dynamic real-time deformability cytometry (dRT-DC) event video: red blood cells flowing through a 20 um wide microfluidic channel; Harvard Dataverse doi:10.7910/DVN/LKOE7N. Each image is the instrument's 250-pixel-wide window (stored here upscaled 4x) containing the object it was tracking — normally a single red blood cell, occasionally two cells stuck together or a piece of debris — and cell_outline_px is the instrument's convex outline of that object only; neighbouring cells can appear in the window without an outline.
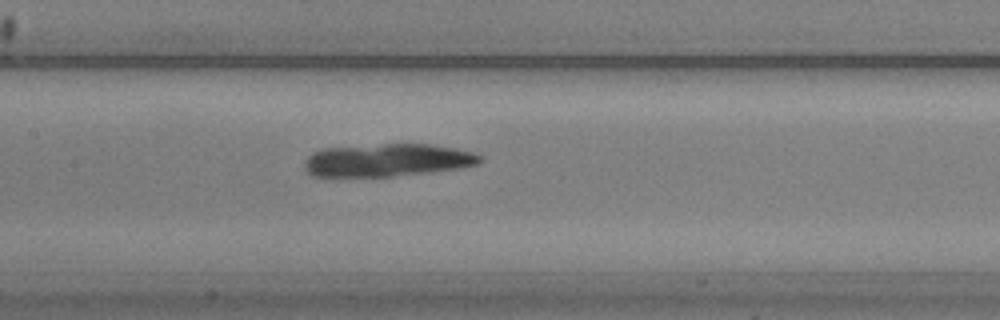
{"species": "common noctule bat (a hibernating species)", "species_latin": "Nyctalus noctula", "temperature_condition": "warm", "stored_images_in_passage": 40, "camera_frame_rate_fps": 3000, "um_per_image_px": 0.085, "animal": {"sex": "male", "body_mass_g": 20.5, "forearm_length_mm": 52.5}, "frame": {"image": 1, "passage_image": 17, "time_ms": 5.333, "image_size_px": [1000, 320], "cell_outline_px": [[484, 160], [480, 164], [460, 168], [432, 172], [392, 176], [312, 176], [304, 168], [304, 160], [312, 152], [324, 148], [384, 144], [428, 144], [476, 152]], "centroid_in_image_um": [32.95, 13.61], "position_along_channel_um": 174.5, "area_um2": 33.58}}
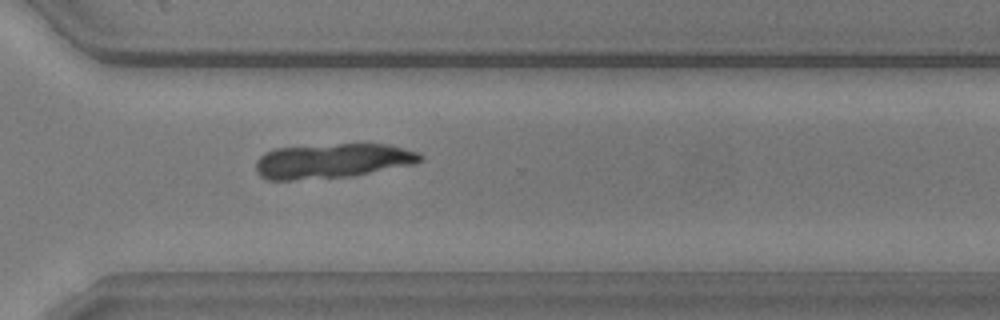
{"frame": {"image": 2, "passage_image": 31, "time_ms": 10.0, "image_size_px": [1000, 320], "cell_outline_px": [[424, 156], [416, 164], [352, 176], [292, 180], [268, 180], [260, 176], [256, 172], [256, 164], [260, 156], [264, 152], [276, 148], [336, 144], [388, 144], [420, 152]], "centroid_in_image_um": [28.27, 13.68], "position_along_channel_um": 342.3, "area_um2": 33.41}}
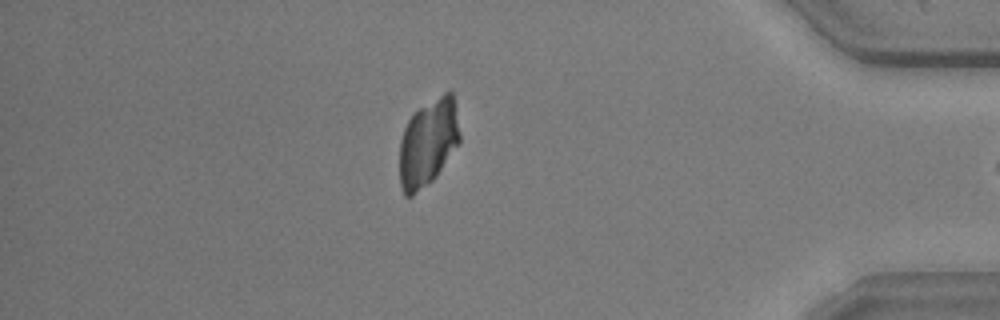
{"frame": {"image": 3, "passage_image": 39, "time_ms": 12.667, "image_size_px": [1000, 320], "cell_outline_px": [[460, 144], [436, 176], [432, 180], [412, 196], [404, 196], [400, 188], [400, 140], [404, 128], [408, 120], [420, 108], [444, 92], [452, 92], [460, 132]], "centroid_in_image_um": [36.39, 12.16], "position_along_channel_um": 398.8, "area_um2": 30.46}}